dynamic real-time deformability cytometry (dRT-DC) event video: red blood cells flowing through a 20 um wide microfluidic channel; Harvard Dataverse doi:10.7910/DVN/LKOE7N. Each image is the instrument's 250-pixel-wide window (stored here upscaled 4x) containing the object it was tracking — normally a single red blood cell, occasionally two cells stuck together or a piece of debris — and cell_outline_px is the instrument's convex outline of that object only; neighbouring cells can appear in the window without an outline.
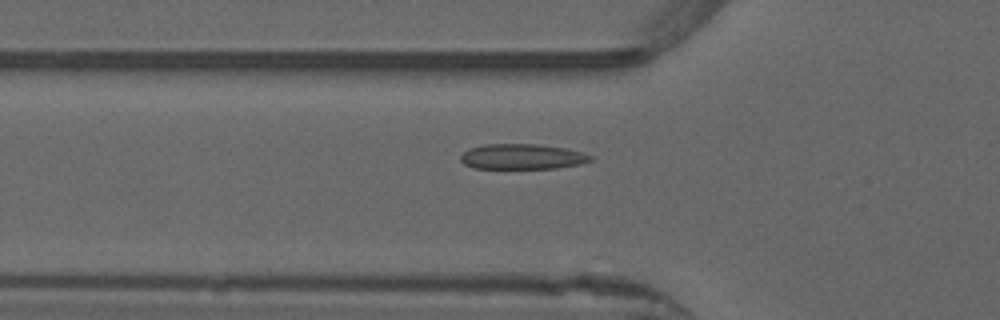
{"species": "common noctule bat (a hibernating species)", "species_latin": "Nyctalus noctula", "temperature_condition": "warm", "stored_images_in_passage": 8, "camera_frame_rate_fps": 3000, "um_per_image_px": 0.085, "animal": {"sex": "male", "forearm_length_mm": 52.5}, "frame": {"image": 1, "passage_image": 3, "time_ms": 0.667, "image_size_px": [1000, 320], "cell_outline_px": [[592, 160], [580, 164], [556, 168], [472, 168], [464, 164], [460, 160], [460, 156], [468, 148], [484, 144], [536, 144], [564, 148], [580, 152], [592, 156]], "centroid_in_image_um": [44.33, 13.31], "position_along_channel_um": 81.5, "area_um2": 19.07}}